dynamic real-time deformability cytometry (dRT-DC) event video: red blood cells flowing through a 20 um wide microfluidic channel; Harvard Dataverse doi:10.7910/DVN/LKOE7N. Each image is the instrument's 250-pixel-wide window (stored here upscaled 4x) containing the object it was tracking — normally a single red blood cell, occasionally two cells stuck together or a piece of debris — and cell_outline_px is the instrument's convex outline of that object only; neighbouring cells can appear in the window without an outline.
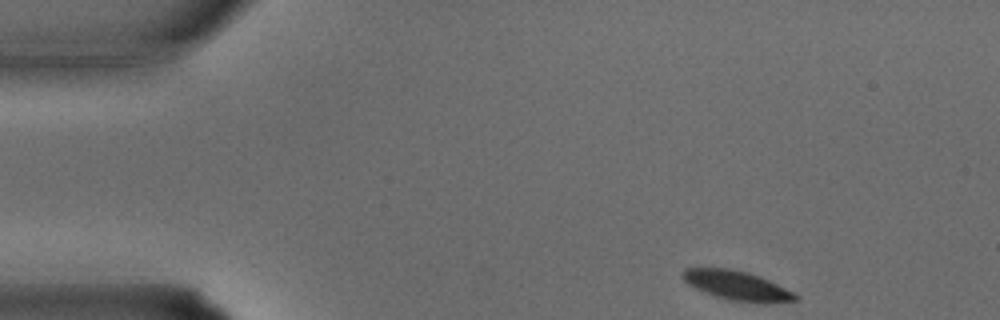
{"species": "common noctule bat (a hibernating species)", "species_latin": "Nyctalus noctula", "temperature_condition": "warm", "stored_images_in_passage": 31, "camera_frame_rate_fps": 3000, "um_per_image_px": 0.085, "animal": {"sex": "male", "body_mass_g": 15.6}, "frame": {"image": 1, "passage_image": 1, "time_ms": 0.0, "image_size_px": [1000, 320], "cell_outline_px": [[800, 296], [796, 300], [732, 300], [716, 296], [704, 292], [688, 284], [684, 280], [680, 272], [684, 268], [732, 268], [748, 272], [760, 276]], "centroid_in_image_um": [62.51, 24.19], "position_along_channel_um": 22.5, "area_um2": 18.32}}
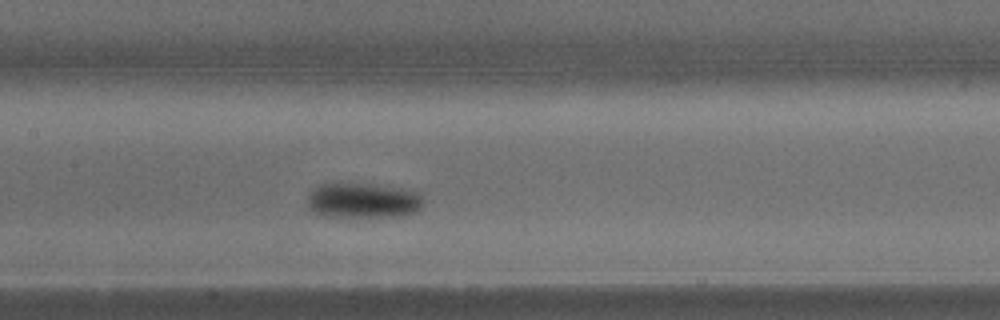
{"frame": {"image": 2, "passage_image": 13, "time_ms": 4.0, "image_size_px": [1000, 320], "cell_outline_px": [[424, 204], [416, 212], [396, 216], [352, 220], [324, 216], [308, 208], [308, 196], [312, 188], [320, 184], [340, 180], [372, 184], [400, 188], [420, 192], [424, 200]], "centroid_in_image_um": [30.81, 17.05], "position_along_channel_um": 176.6, "area_um2": 25.43}}
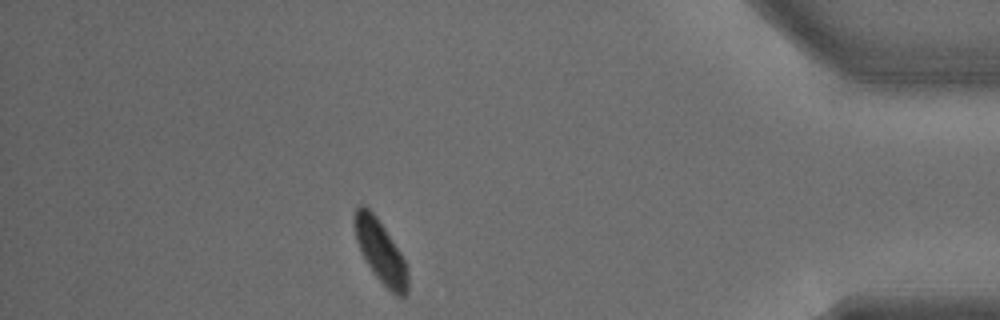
{"frame": {"image": 3, "passage_image": 27, "time_ms": 8.667, "image_size_px": [1000, 320], "cell_outline_px": [[408, 292], [404, 296], [396, 296], [372, 272], [360, 252], [356, 240], [352, 224], [352, 216], [356, 208], [360, 204], [364, 204], [376, 216], [400, 252], [404, 260], [408, 272]], "centroid_in_image_um": [32.3, 21.34], "position_along_channel_um": 402.9, "area_um2": 19.54}}